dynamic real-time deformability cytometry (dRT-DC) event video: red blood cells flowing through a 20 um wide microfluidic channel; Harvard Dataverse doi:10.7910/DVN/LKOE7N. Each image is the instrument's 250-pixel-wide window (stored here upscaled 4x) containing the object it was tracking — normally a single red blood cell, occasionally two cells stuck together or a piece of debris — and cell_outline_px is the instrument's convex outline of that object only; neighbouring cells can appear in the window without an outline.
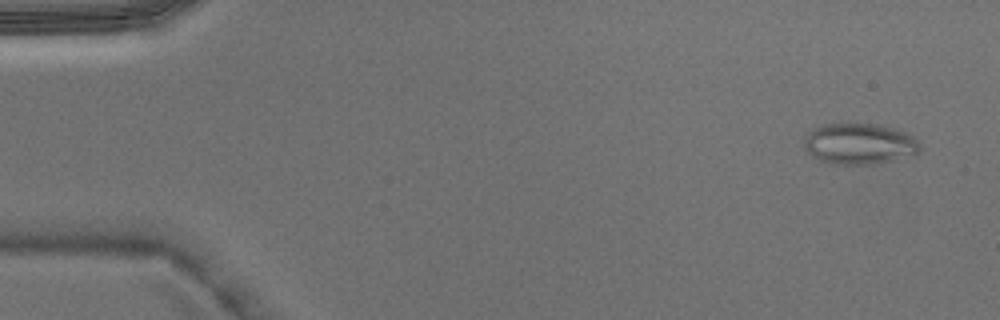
{"species": "Egyptian fruit bat (a non-hibernating species)", "species_latin": "Rousettus aegyptiacus", "temperature_condition": "warm", "stored_images_in_passage": 4, "camera_frame_rate_fps": 3000, "um_per_image_px": 0.085, "animal": {"sex": "male"}, "frame": {"image": 1, "passage_image": 1, "time_ms": 0.0, "image_size_px": [1000, 320], "cell_outline_px": [[920, 148], [916, 156], [876, 164], [836, 164], [820, 160], [812, 156], [804, 148], [804, 140], [808, 132], [824, 124], [880, 124], [904, 132], [912, 136], [920, 144]], "centroid_in_image_um": [73.08, 12.24], "position_along_channel_um": 11.9, "area_um2": 27.74}}